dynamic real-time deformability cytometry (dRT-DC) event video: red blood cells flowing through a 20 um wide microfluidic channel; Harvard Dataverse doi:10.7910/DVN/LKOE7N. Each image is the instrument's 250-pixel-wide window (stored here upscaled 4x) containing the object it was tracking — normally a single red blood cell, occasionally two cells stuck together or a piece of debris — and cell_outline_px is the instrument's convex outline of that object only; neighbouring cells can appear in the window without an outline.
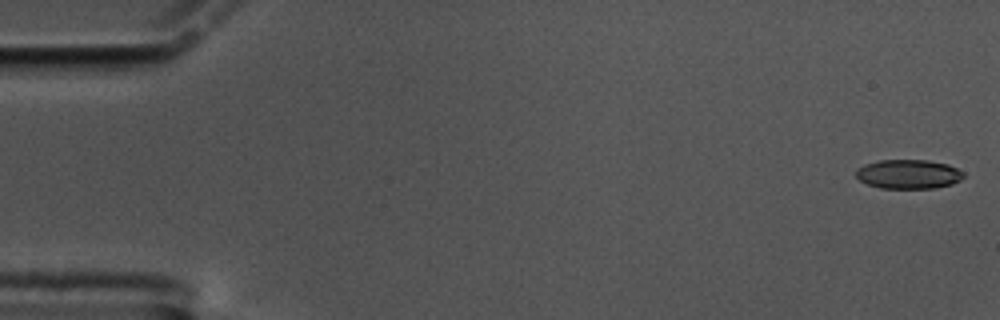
{"species": "common noctule bat (a hibernating species)", "species_latin": "Nyctalus noctula", "temperature_condition": "cold", "stored_images_in_passage": 12, "segment_of_instrument_passage": [1, 2], "camera_frame_rate_fps": 3000, "um_per_image_px": 0.085, "animal": {"sex": "male", "body_mass_g": 17.5, "forearm_length_mm": 52.3}, "frame": {"image": 1, "passage_image": 1, "time_ms": 0.0, "image_size_px": [1000, 320], "cell_outline_px": [[964, 176], [960, 180], [952, 184], [936, 188], [880, 188], [868, 184], [860, 180], [856, 176], [856, 168], [864, 164], [880, 160], [928, 160], [948, 164], [964, 172]], "centroid_in_image_um": [77.22, 14.8], "position_along_channel_um": 7.8, "area_um2": 18.38}}